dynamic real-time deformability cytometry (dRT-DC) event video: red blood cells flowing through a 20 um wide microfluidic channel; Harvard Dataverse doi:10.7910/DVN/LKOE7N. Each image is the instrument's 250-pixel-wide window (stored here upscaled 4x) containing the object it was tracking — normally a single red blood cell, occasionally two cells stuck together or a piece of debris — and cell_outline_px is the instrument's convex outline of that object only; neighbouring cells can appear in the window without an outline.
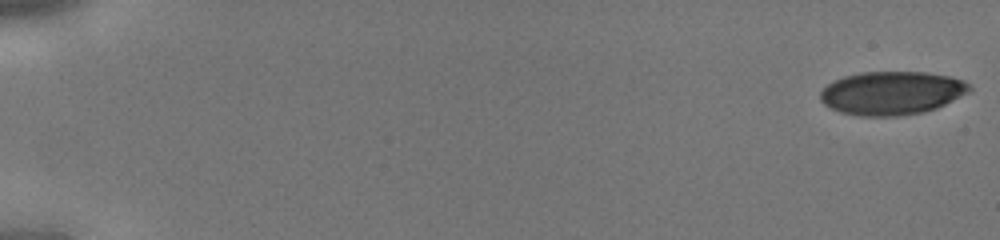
{"species": "human", "species_latin": "Homo sapiens", "temperature_condition": "cold", "stored_images_in_passage": 44, "camera_frame_rate_fps": 3000, "um_per_image_px": 0.085, "donor": {"sex": "male"}, "frame": {"image": 1, "passage_image": 1, "time_ms": 0.0, "image_size_px": [1000, 240], "cell_outline_px": [[972, 88], [968, 92], [936, 108], [924, 112], [900, 116], [860, 116], [840, 112], [824, 104], [820, 100], [820, 92], [828, 84], [844, 76], [860, 72], [924, 72], [948, 76], [964, 80]], "centroid_in_image_um": [75.78, 7.91], "position_along_channel_um": 9.2, "area_um2": 37.57}}
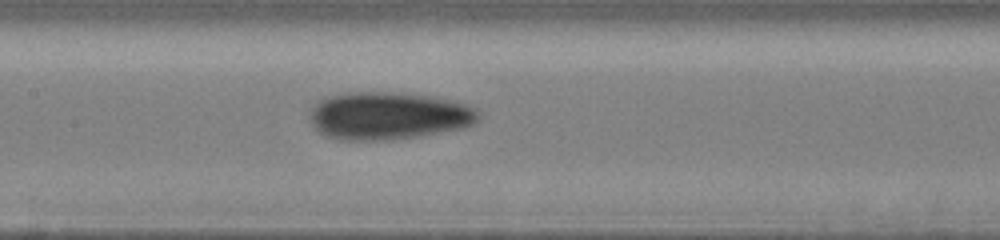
{"frame": {"image": 2, "passage_image": 23, "time_ms": 7.333, "image_size_px": [1000, 240], "cell_outline_px": [[480, 120], [464, 128], [416, 136], [388, 140], [340, 140], [324, 136], [312, 124], [308, 116], [308, 112], [312, 104], [316, 100], [328, 96], [344, 92], [392, 92], [432, 96], [452, 100], [468, 104], [476, 108], [480, 112]], "centroid_in_image_um": [32.98, 9.83], "position_along_channel_um": 174.4, "area_um2": 47.51}}
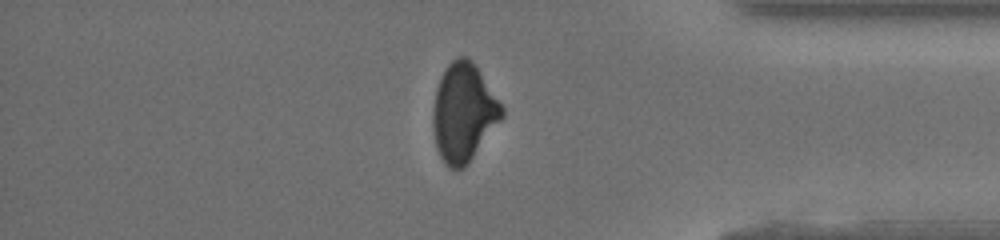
{"frame": {"image": 3, "passage_image": 38, "time_ms": 12.333, "image_size_px": [1000, 240], "cell_outline_px": [[504, 116], [468, 164], [464, 168], [448, 168], [444, 164], [440, 156], [436, 144], [432, 124], [432, 108], [436, 88], [448, 64], [452, 60], [460, 56], [464, 56], [472, 60], [504, 108]], "centroid_in_image_um": [39.4, 9.58], "position_along_channel_um": 395.8, "area_um2": 39.3}}